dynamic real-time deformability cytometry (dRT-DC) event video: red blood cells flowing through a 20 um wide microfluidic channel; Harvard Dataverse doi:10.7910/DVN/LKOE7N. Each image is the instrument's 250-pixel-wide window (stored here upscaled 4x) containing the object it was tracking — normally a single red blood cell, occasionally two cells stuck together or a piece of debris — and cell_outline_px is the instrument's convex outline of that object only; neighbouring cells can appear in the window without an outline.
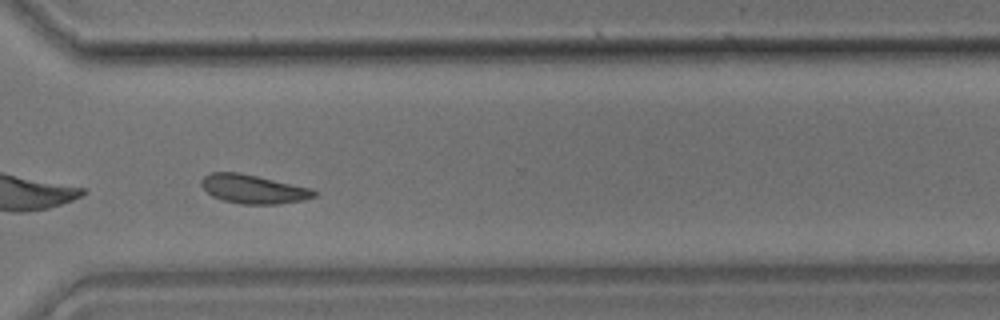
{"species": "common noctule bat (a hibernating species)", "species_latin": "Nyctalus noctula", "temperature_condition": "room temperature", "stored_images_in_passage": 35, "camera_frame_rate_fps": 3000, "um_per_image_px": 0.085, "animal": {"sex": "male", "body_mass_g": 17.9}, "frame": {"image": 1, "passage_image": 25, "time_ms": 8.0, "image_size_px": [1000, 320], "cell_outline_px": [[316, 196], [304, 200], [280, 204], [240, 204], [224, 200], [212, 196], [200, 184], [200, 180], [204, 176], [212, 172], [236, 172], [256, 176], [312, 188], [316, 192]], "centroid_in_image_um": [21.54, 16.08], "position_along_channel_um": 349.1, "area_um2": 18.84}}